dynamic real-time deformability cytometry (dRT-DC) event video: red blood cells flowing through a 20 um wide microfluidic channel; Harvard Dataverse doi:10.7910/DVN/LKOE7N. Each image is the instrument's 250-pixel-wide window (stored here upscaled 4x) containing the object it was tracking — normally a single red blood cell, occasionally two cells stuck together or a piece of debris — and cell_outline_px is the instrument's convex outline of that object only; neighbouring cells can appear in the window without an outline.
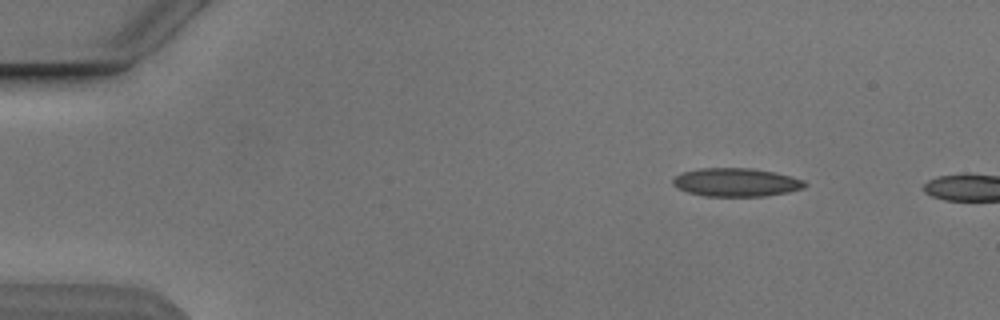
{"species": "Egyptian fruit bat (a non-hibernating species)", "species_latin": "Rousettus aegyptiacus", "temperature_condition": "cold", "stored_images_in_passage": 6, "camera_frame_rate_fps": 3000, "um_per_image_px": 0.085, "animal": {"sex": "male"}, "frame": {"image": 1, "passage_image": 1, "time_ms": 0.0, "image_size_px": [1000, 320], "cell_outline_px": [[808, 184], [804, 188], [788, 192], [764, 196], [704, 196], [688, 192], [672, 184], [672, 180], [676, 176], [684, 172], [700, 168], [748, 168], [772, 172], [804, 180]], "centroid_in_image_um": [62.58, 15.5], "position_along_channel_um": 22.4, "area_um2": 21.56}}
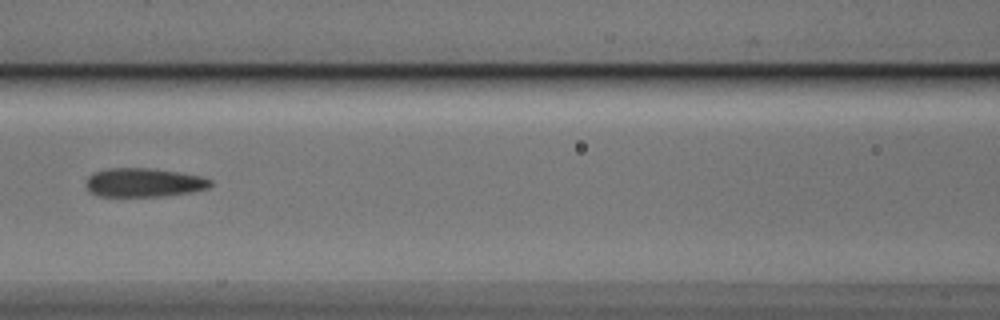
{"frame": {"image": 2, "passage_image": 5, "time_ms": 5.667, "image_size_px": [1000, 320], "cell_outline_px": [[212, 184], [208, 188], [192, 192], [164, 196], [100, 196], [88, 192], [84, 184], [88, 176], [92, 172], [108, 168], [148, 168], [176, 172], [200, 176], [212, 180]], "centroid_in_image_um": [12.17, 15.52], "position_along_channel_um": 154.4, "area_um2": 21.04}}
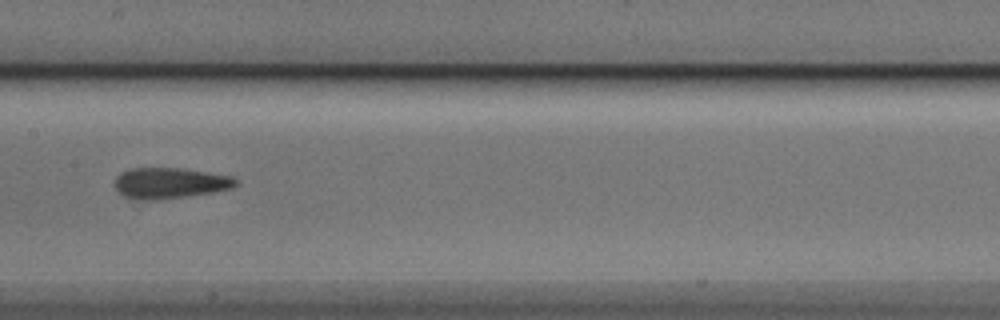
{"frame": {"image": 3, "passage_image": 6, "time_ms": 6.667, "image_size_px": [1000, 320], "cell_outline_px": [[236, 184], [232, 188], [212, 192], [156, 200], [144, 200], [124, 196], [116, 188], [116, 176], [120, 172], [128, 168], [180, 168], [232, 176], [236, 180]], "centroid_in_image_um": [14.41, 15.55], "position_along_channel_um": 193.0, "area_um2": 21.44}}